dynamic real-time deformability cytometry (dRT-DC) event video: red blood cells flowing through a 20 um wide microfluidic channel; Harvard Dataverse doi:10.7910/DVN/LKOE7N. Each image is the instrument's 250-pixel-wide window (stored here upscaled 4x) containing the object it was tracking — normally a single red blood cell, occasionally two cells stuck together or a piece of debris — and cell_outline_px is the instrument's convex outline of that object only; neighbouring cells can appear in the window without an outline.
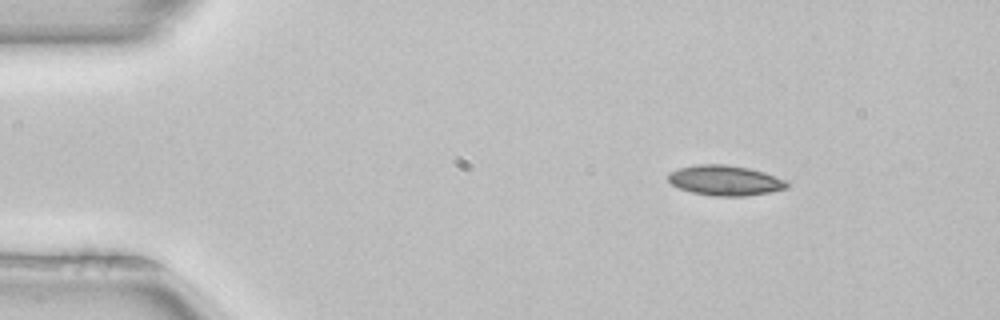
{"species": "common noctule bat (a hibernating species)", "species_latin": "Nyctalus noctula", "temperature_condition": "room temperature", "stored_images_in_passage": 45, "camera_frame_rate_fps": 3000, "um_per_image_px": 0.085, "animal": {"sex": "female", "body_mass_g": 22.7, "forearm_length_mm": 54.2}, "frame": {"image": 1, "passage_image": 1, "time_ms": 0.0, "image_size_px": [1000, 320], "cell_outline_px": [[788, 188], [768, 192], [744, 196], [716, 196], [692, 192], [680, 188], [672, 184], [668, 180], [668, 172], [676, 168], [696, 164], [728, 164], [748, 168], [764, 172], [784, 180], [788, 184]], "centroid_in_image_um": [61.58, 15.32], "position_along_channel_um": 23.4, "area_um2": 20.81}}
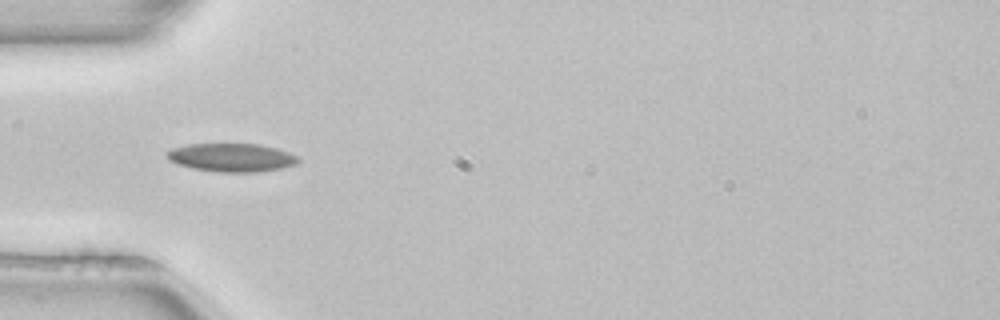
{"frame": {"image": 2, "passage_image": 10, "time_ms": 3.0, "image_size_px": [1000, 320], "cell_outline_px": [[300, 160], [296, 164], [284, 168], [256, 172], [220, 172], [192, 168], [176, 164], [168, 160], [164, 156], [164, 152], [172, 148], [188, 144], [260, 144], [276, 148], [288, 152], [296, 156]], "centroid_in_image_um": [19.64, 13.39], "position_along_channel_um": 65.4, "area_um2": 21.91}}
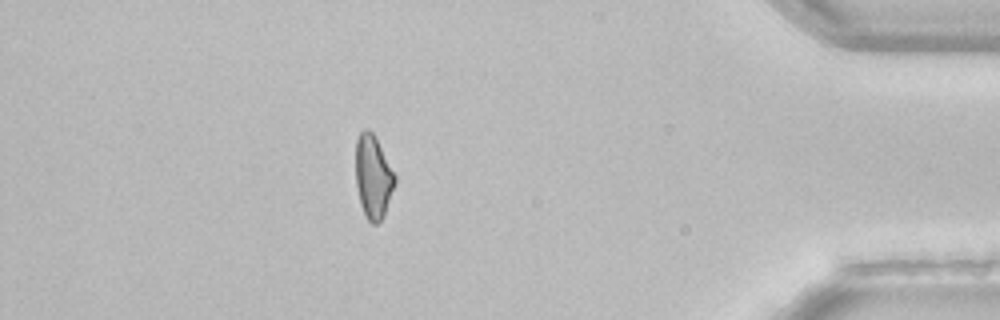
{"frame": {"image": 3, "passage_image": 39, "time_ms": 12.667, "image_size_px": [1000, 320], "cell_outline_px": [[396, 184], [384, 216], [376, 224], [372, 224], [364, 216], [360, 204], [356, 184], [356, 140], [360, 132], [364, 128], [368, 128], [372, 132], [396, 176]], "centroid_in_image_um": [31.71, 15.06], "position_along_channel_um": 403.5, "area_um2": 19.07}, "authors_computed_cell_mechanics": {"area_um2": 20.0566, "velocity_mm_per_s": 3.9769, "shape_relaxation_time_tau1_ms": 8.0198, "shape_relaxation_time_tau2_ms": null, "deformation_change_tau1": 0.1592, "deformation_change_tau2": null}}